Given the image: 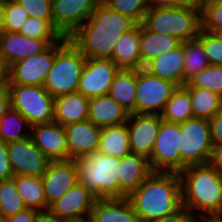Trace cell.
I'll return each mask as SVG.
<instances>
[{
  "mask_svg": "<svg viewBox=\"0 0 222 222\" xmlns=\"http://www.w3.org/2000/svg\"><path fill=\"white\" fill-rule=\"evenodd\" d=\"M136 25L101 0L89 19L68 39L86 58L111 59L119 38Z\"/></svg>",
  "mask_w": 222,
  "mask_h": 222,
  "instance_id": "6da1fadb",
  "label": "cell"
},
{
  "mask_svg": "<svg viewBox=\"0 0 222 222\" xmlns=\"http://www.w3.org/2000/svg\"><path fill=\"white\" fill-rule=\"evenodd\" d=\"M127 198L141 222L170 215L182 207L180 175L152 172Z\"/></svg>",
  "mask_w": 222,
  "mask_h": 222,
  "instance_id": "7a4b0ae2",
  "label": "cell"
},
{
  "mask_svg": "<svg viewBox=\"0 0 222 222\" xmlns=\"http://www.w3.org/2000/svg\"><path fill=\"white\" fill-rule=\"evenodd\" d=\"M179 175L182 206L198 219L222 217V176L209 163L189 165Z\"/></svg>",
  "mask_w": 222,
  "mask_h": 222,
  "instance_id": "3957f363",
  "label": "cell"
},
{
  "mask_svg": "<svg viewBox=\"0 0 222 222\" xmlns=\"http://www.w3.org/2000/svg\"><path fill=\"white\" fill-rule=\"evenodd\" d=\"M142 25L151 32L171 35L186 42L198 37L201 11L189 7L150 4Z\"/></svg>",
  "mask_w": 222,
  "mask_h": 222,
  "instance_id": "277c9868",
  "label": "cell"
},
{
  "mask_svg": "<svg viewBox=\"0 0 222 222\" xmlns=\"http://www.w3.org/2000/svg\"><path fill=\"white\" fill-rule=\"evenodd\" d=\"M86 57L66 37L55 43L54 63L43 83L54 98L78 90Z\"/></svg>",
  "mask_w": 222,
  "mask_h": 222,
  "instance_id": "5b68a950",
  "label": "cell"
},
{
  "mask_svg": "<svg viewBox=\"0 0 222 222\" xmlns=\"http://www.w3.org/2000/svg\"><path fill=\"white\" fill-rule=\"evenodd\" d=\"M79 182L97 198H119V157L93 152L74 160Z\"/></svg>",
  "mask_w": 222,
  "mask_h": 222,
  "instance_id": "8992f818",
  "label": "cell"
},
{
  "mask_svg": "<svg viewBox=\"0 0 222 222\" xmlns=\"http://www.w3.org/2000/svg\"><path fill=\"white\" fill-rule=\"evenodd\" d=\"M11 108L20 112L31 126L54 121V97L43 86L7 85Z\"/></svg>",
  "mask_w": 222,
  "mask_h": 222,
  "instance_id": "52a82bcc",
  "label": "cell"
},
{
  "mask_svg": "<svg viewBox=\"0 0 222 222\" xmlns=\"http://www.w3.org/2000/svg\"><path fill=\"white\" fill-rule=\"evenodd\" d=\"M212 149L208 119L194 117L180 124L181 171L189 165L209 163Z\"/></svg>",
  "mask_w": 222,
  "mask_h": 222,
  "instance_id": "ba28073f",
  "label": "cell"
},
{
  "mask_svg": "<svg viewBox=\"0 0 222 222\" xmlns=\"http://www.w3.org/2000/svg\"><path fill=\"white\" fill-rule=\"evenodd\" d=\"M177 88V84L144 68L136 69V113L160 115Z\"/></svg>",
  "mask_w": 222,
  "mask_h": 222,
  "instance_id": "9c48e42d",
  "label": "cell"
},
{
  "mask_svg": "<svg viewBox=\"0 0 222 222\" xmlns=\"http://www.w3.org/2000/svg\"><path fill=\"white\" fill-rule=\"evenodd\" d=\"M149 163L153 172H181L180 124L161 121Z\"/></svg>",
  "mask_w": 222,
  "mask_h": 222,
  "instance_id": "30bf717a",
  "label": "cell"
},
{
  "mask_svg": "<svg viewBox=\"0 0 222 222\" xmlns=\"http://www.w3.org/2000/svg\"><path fill=\"white\" fill-rule=\"evenodd\" d=\"M119 70L111 59L86 58L77 92L89 99L108 95Z\"/></svg>",
  "mask_w": 222,
  "mask_h": 222,
  "instance_id": "8fae6325",
  "label": "cell"
},
{
  "mask_svg": "<svg viewBox=\"0 0 222 222\" xmlns=\"http://www.w3.org/2000/svg\"><path fill=\"white\" fill-rule=\"evenodd\" d=\"M54 57L55 43H52L41 53L12 64L8 85L43 86Z\"/></svg>",
  "mask_w": 222,
  "mask_h": 222,
  "instance_id": "7c38bea8",
  "label": "cell"
},
{
  "mask_svg": "<svg viewBox=\"0 0 222 222\" xmlns=\"http://www.w3.org/2000/svg\"><path fill=\"white\" fill-rule=\"evenodd\" d=\"M7 150L14 176L41 177L51 162L31 137L7 143Z\"/></svg>",
  "mask_w": 222,
  "mask_h": 222,
  "instance_id": "4fadbf2b",
  "label": "cell"
},
{
  "mask_svg": "<svg viewBox=\"0 0 222 222\" xmlns=\"http://www.w3.org/2000/svg\"><path fill=\"white\" fill-rule=\"evenodd\" d=\"M101 0H52L54 28L68 38L91 16Z\"/></svg>",
  "mask_w": 222,
  "mask_h": 222,
  "instance_id": "5bb4252c",
  "label": "cell"
},
{
  "mask_svg": "<svg viewBox=\"0 0 222 222\" xmlns=\"http://www.w3.org/2000/svg\"><path fill=\"white\" fill-rule=\"evenodd\" d=\"M161 121L159 114H129L126 123L131 153L150 161Z\"/></svg>",
  "mask_w": 222,
  "mask_h": 222,
  "instance_id": "9a60e30c",
  "label": "cell"
},
{
  "mask_svg": "<svg viewBox=\"0 0 222 222\" xmlns=\"http://www.w3.org/2000/svg\"><path fill=\"white\" fill-rule=\"evenodd\" d=\"M97 197L83 184L78 182L60 199L53 202L47 213L61 220L82 219L90 217Z\"/></svg>",
  "mask_w": 222,
  "mask_h": 222,
  "instance_id": "2e32d148",
  "label": "cell"
},
{
  "mask_svg": "<svg viewBox=\"0 0 222 222\" xmlns=\"http://www.w3.org/2000/svg\"><path fill=\"white\" fill-rule=\"evenodd\" d=\"M41 178L48 211L53 202L79 182L77 165L74 160L50 162Z\"/></svg>",
  "mask_w": 222,
  "mask_h": 222,
  "instance_id": "e0dca14e",
  "label": "cell"
},
{
  "mask_svg": "<svg viewBox=\"0 0 222 222\" xmlns=\"http://www.w3.org/2000/svg\"><path fill=\"white\" fill-rule=\"evenodd\" d=\"M31 138L51 162L69 160L64 126L55 121L31 126Z\"/></svg>",
  "mask_w": 222,
  "mask_h": 222,
  "instance_id": "ac0fdd59",
  "label": "cell"
},
{
  "mask_svg": "<svg viewBox=\"0 0 222 222\" xmlns=\"http://www.w3.org/2000/svg\"><path fill=\"white\" fill-rule=\"evenodd\" d=\"M67 138L69 160L98 151L102 128L86 119L64 127Z\"/></svg>",
  "mask_w": 222,
  "mask_h": 222,
  "instance_id": "d6986e66",
  "label": "cell"
},
{
  "mask_svg": "<svg viewBox=\"0 0 222 222\" xmlns=\"http://www.w3.org/2000/svg\"><path fill=\"white\" fill-rule=\"evenodd\" d=\"M49 44L44 39H34L19 32H6L0 35V51L9 67L28 57L44 51Z\"/></svg>",
  "mask_w": 222,
  "mask_h": 222,
  "instance_id": "ffe728a7",
  "label": "cell"
},
{
  "mask_svg": "<svg viewBox=\"0 0 222 222\" xmlns=\"http://www.w3.org/2000/svg\"><path fill=\"white\" fill-rule=\"evenodd\" d=\"M153 172L149 160L130 153L119 161V198L127 197Z\"/></svg>",
  "mask_w": 222,
  "mask_h": 222,
  "instance_id": "44dd1931",
  "label": "cell"
},
{
  "mask_svg": "<svg viewBox=\"0 0 222 222\" xmlns=\"http://www.w3.org/2000/svg\"><path fill=\"white\" fill-rule=\"evenodd\" d=\"M144 69L152 75L184 86V42L175 49L150 60Z\"/></svg>",
  "mask_w": 222,
  "mask_h": 222,
  "instance_id": "7402d4cb",
  "label": "cell"
},
{
  "mask_svg": "<svg viewBox=\"0 0 222 222\" xmlns=\"http://www.w3.org/2000/svg\"><path fill=\"white\" fill-rule=\"evenodd\" d=\"M129 113L109 95L89 99L88 120L99 128L127 122Z\"/></svg>",
  "mask_w": 222,
  "mask_h": 222,
  "instance_id": "603a6c76",
  "label": "cell"
},
{
  "mask_svg": "<svg viewBox=\"0 0 222 222\" xmlns=\"http://www.w3.org/2000/svg\"><path fill=\"white\" fill-rule=\"evenodd\" d=\"M90 217L92 222H141L127 197L97 198Z\"/></svg>",
  "mask_w": 222,
  "mask_h": 222,
  "instance_id": "cb8c5ba5",
  "label": "cell"
},
{
  "mask_svg": "<svg viewBox=\"0 0 222 222\" xmlns=\"http://www.w3.org/2000/svg\"><path fill=\"white\" fill-rule=\"evenodd\" d=\"M89 98L79 92L54 98V121L62 126L88 119Z\"/></svg>",
  "mask_w": 222,
  "mask_h": 222,
  "instance_id": "d4e9b609",
  "label": "cell"
},
{
  "mask_svg": "<svg viewBox=\"0 0 222 222\" xmlns=\"http://www.w3.org/2000/svg\"><path fill=\"white\" fill-rule=\"evenodd\" d=\"M111 60L119 69H140V24L124 33L112 52Z\"/></svg>",
  "mask_w": 222,
  "mask_h": 222,
  "instance_id": "484cf974",
  "label": "cell"
},
{
  "mask_svg": "<svg viewBox=\"0 0 222 222\" xmlns=\"http://www.w3.org/2000/svg\"><path fill=\"white\" fill-rule=\"evenodd\" d=\"M182 42L176 37L147 30L140 24L141 68L156 56L165 54L178 47Z\"/></svg>",
  "mask_w": 222,
  "mask_h": 222,
  "instance_id": "4316f807",
  "label": "cell"
},
{
  "mask_svg": "<svg viewBox=\"0 0 222 222\" xmlns=\"http://www.w3.org/2000/svg\"><path fill=\"white\" fill-rule=\"evenodd\" d=\"M108 95L129 114L136 113V69H120Z\"/></svg>",
  "mask_w": 222,
  "mask_h": 222,
  "instance_id": "83f0119b",
  "label": "cell"
},
{
  "mask_svg": "<svg viewBox=\"0 0 222 222\" xmlns=\"http://www.w3.org/2000/svg\"><path fill=\"white\" fill-rule=\"evenodd\" d=\"M98 152L119 158L130 154L127 123L102 128Z\"/></svg>",
  "mask_w": 222,
  "mask_h": 222,
  "instance_id": "f1b7e54d",
  "label": "cell"
},
{
  "mask_svg": "<svg viewBox=\"0 0 222 222\" xmlns=\"http://www.w3.org/2000/svg\"><path fill=\"white\" fill-rule=\"evenodd\" d=\"M17 190L27 208L47 213V202L42 178L37 176H14Z\"/></svg>",
  "mask_w": 222,
  "mask_h": 222,
  "instance_id": "f546056e",
  "label": "cell"
},
{
  "mask_svg": "<svg viewBox=\"0 0 222 222\" xmlns=\"http://www.w3.org/2000/svg\"><path fill=\"white\" fill-rule=\"evenodd\" d=\"M160 116L162 120L176 124L194 118L191 99L185 86H178Z\"/></svg>",
  "mask_w": 222,
  "mask_h": 222,
  "instance_id": "4dcf8cb0",
  "label": "cell"
},
{
  "mask_svg": "<svg viewBox=\"0 0 222 222\" xmlns=\"http://www.w3.org/2000/svg\"><path fill=\"white\" fill-rule=\"evenodd\" d=\"M195 118L211 119L222 110V96L203 88L186 87Z\"/></svg>",
  "mask_w": 222,
  "mask_h": 222,
  "instance_id": "1f68e13d",
  "label": "cell"
},
{
  "mask_svg": "<svg viewBox=\"0 0 222 222\" xmlns=\"http://www.w3.org/2000/svg\"><path fill=\"white\" fill-rule=\"evenodd\" d=\"M29 137H31V125L19 111L11 108L0 119V141L9 143Z\"/></svg>",
  "mask_w": 222,
  "mask_h": 222,
  "instance_id": "d6a6232c",
  "label": "cell"
},
{
  "mask_svg": "<svg viewBox=\"0 0 222 222\" xmlns=\"http://www.w3.org/2000/svg\"><path fill=\"white\" fill-rule=\"evenodd\" d=\"M209 65L203 45L197 38L184 42V84Z\"/></svg>",
  "mask_w": 222,
  "mask_h": 222,
  "instance_id": "836d02e7",
  "label": "cell"
},
{
  "mask_svg": "<svg viewBox=\"0 0 222 222\" xmlns=\"http://www.w3.org/2000/svg\"><path fill=\"white\" fill-rule=\"evenodd\" d=\"M26 208L17 190L14 177L0 181V215L13 216Z\"/></svg>",
  "mask_w": 222,
  "mask_h": 222,
  "instance_id": "e575fe53",
  "label": "cell"
},
{
  "mask_svg": "<svg viewBox=\"0 0 222 222\" xmlns=\"http://www.w3.org/2000/svg\"><path fill=\"white\" fill-rule=\"evenodd\" d=\"M184 86L207 89L222 96V66L209 65L190 77Z\"/></svg>",
  "mask_w": 222,
  "mask_h": 222,
  "instance_id": "d590c367",
  "label": "cell"
},
{
  "mask_svg": "<svg viewBox=\"0 0 222 222\" xmlns=\"http://www.w3.org/2000/svg\"><path fill=\"white\" fill-rule=\"evenodd\" d=\"M20 34L34 39H44L49 45L57 43L62 36L47 21L39 18L29 17L21 26Z\"/></svg>",
  "mask_w": 222,
  "mask_h": 222,
  "instance_id": "8d00e7d4",
  "label": "cell"
},
{
  "mask_svg": "<svg viewBox=\"0 0 222 222\" xmlns=\"http://www.w3.org/2000/svg\"><path fill=\"white\" fill-rule=\"evenodd\" d=\"M111 9L130 17L137 24H142L149 9V0H102Z\"/></svg>",
  "mask_w": 222,
  "mask_h": 222,
  "instance_id": "74e56055",
  "label": "cell"
},
{
  "mask_svg": "<svg viewBox=\"0 0 222 222\" xmlns=\"http://www.w3.org/2000/svg\"><path fill=\"white\" fill-rule=\"evenodd\" d=\"M201 29L222 35V0H208L204 4Z\"/></svg>",
  "mask_w": 222,
  "mask_h": 222,
  "instance_id": "f35d334b",
  "label": "cell"
},
{
  "mask_svg": "<svg viewBox=\"0 0 222 222\" xmlns=\"http://www.w3.org/2000/svg\"><path fill=\"white\" fill-rule=\"evenodd\" d=\"M197 39L202 43L210 65L222 66V35L200 29Z\"/></svg>",
  "mask_w": 222,
  "mask_h": 222,
  "instance_id": "ab89813d",
  "label": "cell"
},
{
  "mask_svg": "<svg viewBox=\"0 0 222 222\" xmlns=\"http://www.w3.org/2000/svg\"><path fill=\"white\" fill-rule=\"evenodd\" d=\"M28 18L27 11L16 0H5L4 30L6 32H19Z\"/></svg>",
  "mask_w": 222,
  "mask_h": 222,
  "instance_id": "60d3db41",
  "label": "cell"
},
{
  "mask_svg": "<svg viewBox=\"0 0 222 222\" xmlns=\"http://www.w3.org/2000/svg\"><path fill=\"white\" fill-rule=\"evenodd\" d=\"M29 17L47 20L53 27L52 0H16Z\"/></svg>",
  "mask_w": 222,
  "mask_h": 222,
  "instance_id": "b9f144b4",
  "label": "cell"
},
{
  "mask_svg": "<svg viewBox=\"0 0 222 222\" xmlns=\"http://www.w3.org/2000/svg\"><path fill=\"white\" fill-rule=\"evenodd\" d=\"M198 220L187 208L182 206L176 212L150 222H198Z\"/></svg>",
  "mask_w": 222,
  "mask_h": 222,
  "instance_id": "7bdbcfd3",
  "label": "cell"
},
{
  "mask_svg": "<svg viewBox=\"0 0 222 222\" xmlns=\"http://www.w3.org/2000/svg\"><path fill=\"white\" fill-rule=\"evenodd\" d=\"M14 177L8 157L7 143L0 141V181Z\"/></svg>",
  "mask_w": 222,
  "mask_h": 222,
  "instance_id": "ee69618b",
  "label": "cell"
},
{
  "mask_svg": "<svg viewBox=\"0 0 222 222\" xmlns=\"http://www.w3.org/2000/svg\"><path fill=\"white\" fill-rule=\"evenodd\" d=\"M209 124L213 147L222 145V110L209 119Z\"/></svg>",
  "mask_w": 222,
  "mask_h": 222,
  "instance_id": "f6af8a7d",
  "label": "cell"
},
{
  "mask_svg": "<svg viewBox=\"0 0 222 222\" xmlns=\"http://www.w3.org/2000/svg\"><path fill=\"white\" fill-rule=\"evenodd\" d=\"M208 0H149L151 4H164L168 6L189 7L202 10Z\"/></svg>",
  "mask_w": 222,
  "mask_h": 222,
  "instance_id": "bcb514c9",
  "label": "cell"
},
{
  "mask_svg": "<svg viewBox=\"0 0 222 222\" xmlns=\"http://www.w3.org/2000/svg\"><path fill=\"white\" fill-rule=\"evenodd\" d=\"M41 214L36 209L26 208L16 215L7 217V222H37Z\"/></svg>",
  "mask_w": 222,
  "mask_h": 222,
  "instance_id": "7dc6e473",
  "label": "cell"
},
{
  "mask_svg": "<svg viewBox=\"0 0 222 222\" xmlns=\"http://www.w3.org/2000/svg\"><path fill=\"white\" fill-rule=\"evenodd\" d=\"M209 164L222 176V145L213 147Z\"/></svg>",
  "mask_w": 222,
  "mask_h": 222,
  "instance_id": "c3c4849f",
  "label": "cell"
},
{
  "mask_svg": "<svg viewBox=\"0 0 222 222\" xmlns=\"http://www.w3.org/2000/svg\"><path fill=\"white\" fill-rule=\"evenodd\" d=\"M9 70L10 67L6 63L2 52L0 51V87L6 89L9 83Z\"/></svg>",
  "mask_w": 222,
  "mask_h": 222,
  "instance_id": "681fc988",
  "label": "cell"
},
{
  "mask_svg": "<svg viewBox=\"0 0 222 222\" xmlns=\"http://www.w3.org/2000/svg\"><path fill=\"white\" fill-rule=\"evenodd\" d=\"M11 109L10 94L6 89L0 91V119Z\"/></svg>",
  "mask_w": 222,
  "mask_h": 222,
  "instance_id": "f907efd6",
  "label": "cell"
},
{
  "mask_svg": "<svg viewBox=\"0 0 222 222\" xmlns=\"http://www.w3.org/2000/svg\"><path fill=\"white\" fill-rule=\"evenodd\" d=\"M5 1H0V35L5 31Z\"/></svg>",
  "mask_w": 222,
  "mask_h": 222,
  "instance_id": "816d5d0a",
  "label": "cell"
},
{
  "mask_svg": "<svg viewBox=\"0 0 222 222\" xmlns=\"http://www.w3.org/2000/svg\"><path fill=\"white\" fill-rule=\"evenodd\" d=\"M37 222H63V220L52 217L48 213H42Z\"/></svg>",
  "mask_w": 222,
  "mask_h": 222,
  "instance_id": "f5cc1de1",
  "label": "cell"
},
{
  "mask_svg": "<svg viewBox=\"0 0 222 222\" xmlns=\"http://www.w3.org/2000/svg\"><path fill=\"white\" fill-rule=\"evenodd\" d=\"M198 222H222V217H203Z\"/></svg>",
  "mask_w": 222,
  "mask_h": 222,
  "instance_id": "db71d44e",
  "label": "cell"
},
{
  "mask_svg": "<svg viewBox=\"0 0 222 222\" xmlns=\"http://www.w3.org/2000/svg\"><path fill=\"white\" fill-rule=\"evenodd\" d=\"M63 222H92V219L91 217H87L82 219L63 220Z\"/></svg>",
  "mask_w": 222,
  "mask_h": 222,
  "instance_id": "11a10c76",
  "label": "cell"
},
{
  "mask_svg": "<svg viewBox=\"0 0 222 222\" xmlns=\"http://www.w3.org/2000/svg\"><path fill=\"white\" fill-rule=\"evenodd\" d=\"M0 222H7V217L0 215Z\"/></svg>",
  "mask_w": 222,
  "mask_h": 222,
  "instance_id": "9f6ffc18",
  "label": "cell"
}]
</instances>
